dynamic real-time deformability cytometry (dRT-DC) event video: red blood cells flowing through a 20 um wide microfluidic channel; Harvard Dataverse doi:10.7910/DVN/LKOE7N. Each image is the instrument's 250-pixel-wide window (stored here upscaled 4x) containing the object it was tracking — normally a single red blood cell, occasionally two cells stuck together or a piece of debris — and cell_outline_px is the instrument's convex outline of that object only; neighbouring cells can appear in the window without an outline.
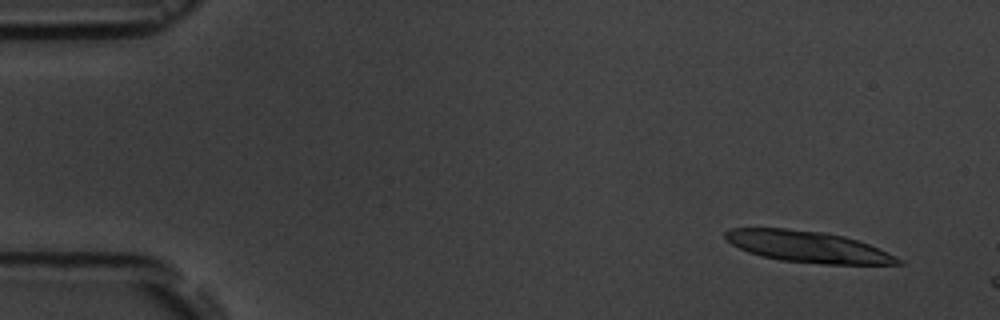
{"species": "common noctule bat (a hibernating species)", "species_latin": "Nyctalus noctula", "temperature_condition": "room temperature", "stored_images_in_passage": 5, "camera_frame_rate_fps": 3000, "um_per_image_px": 0.085, "animal": {"sex": "male", "body_mass_g": 19.5, "forearm_length_mm": 54.6}, "frame": {"image": 1, "passage_image": 1, "time_ms": 0.0, "image_size_px": [1000, 320], "cell_outline_px": [[904, 264], [820, 264], [780, 260], [760, 256], [748, 252], [732, 244], [724, 236], [724, 232], [732, 228], [784, 228], [824, 232], [844, 236], [868, 244], [904, 260]], "centroid_in_image_um": [68.66, 20.97], "position_along_channel_um": 16.3, "area_um2": 31.39}}